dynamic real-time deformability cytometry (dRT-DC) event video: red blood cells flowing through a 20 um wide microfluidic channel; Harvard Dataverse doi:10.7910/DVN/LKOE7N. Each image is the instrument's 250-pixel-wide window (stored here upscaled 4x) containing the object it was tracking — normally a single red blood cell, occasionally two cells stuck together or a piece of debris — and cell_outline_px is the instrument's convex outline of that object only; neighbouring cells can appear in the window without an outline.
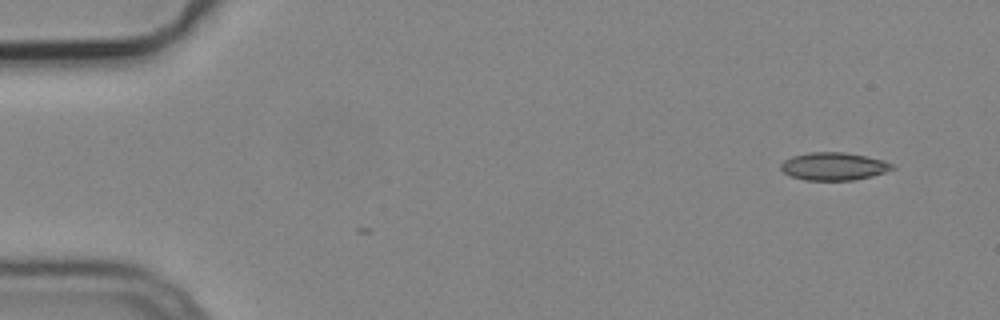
{"species": "common noctule bat (a hibernating species)", "species_latin": "Nyctalus noctula", "temperature_condition": "cold", "stored_images_in_passage": 6, "camera_frame_rate_fps": 3000, "um_per_image_px": 0.085, "animal": {"sex": "male", "body_mass_g": 19.2, "forearm_length_mm": 51.8}, "frame": {"image": 1, "passage_image": 1, "time_ms": 0.0, "image_size_px": [1000, 320], "cell_outline_px": [[896, 168], [872, 176], [852, 180], [804, 180], [792, 176], [784, 172], [780, 168], [780, 164], [784, 160], [792, 156], [808, 152], [844, 152], [868, 156], [884, 160], [892, 164]], "centroid_in_image_um": [70.87, 14.13], "position_along_channel_um": 14.1, "area_um2": 18.09}}
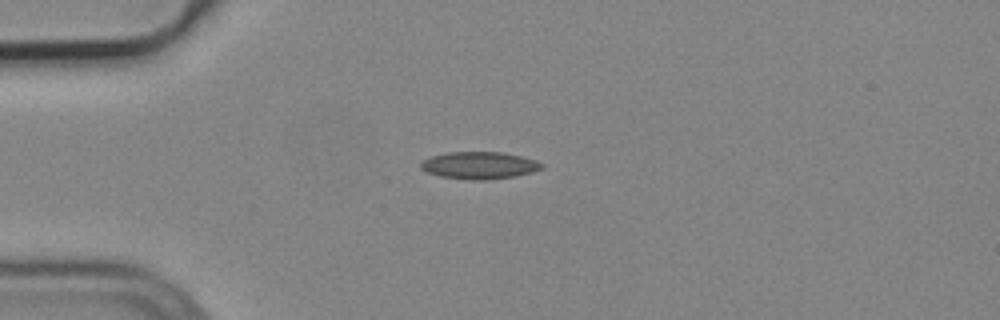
{"frame": {"image": 2, "passage_image": 4, "time_ms": 1.0, "image_size_px": [1000, 320], "cell_outline_px": [[544, 168], [532, 172], [516, 176], [488, 180], [468, 180], [440, 176], [428, 172], [420, 168], [420, 160], [432, 156], [448, 152], [504, 152], [536, 160], [544, 164]], "centroid_in_image_um": [40.75, 14.06], "position_along_channel_um": 44.3, "area_um2": 19.36}}
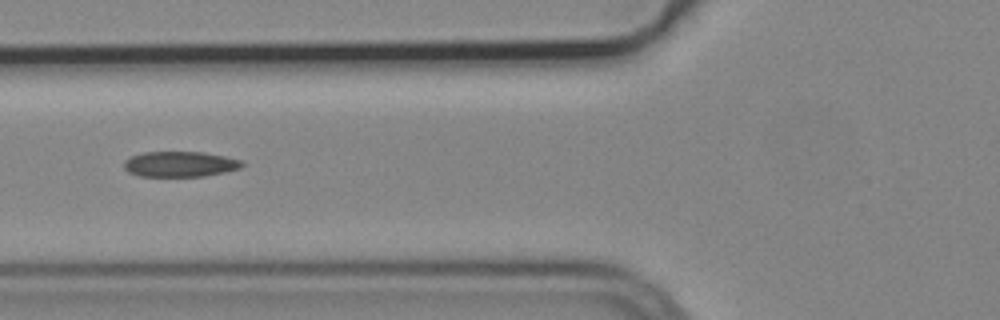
{"frame": {"image": 3, "passage_image": 6, "time_ms": 1.667, "image_size_px": [1000, 320], "cell_outline_px": [[244, 164], [240, 168], [224, 172], [204, 176], [136, 176], [128, 172], [124, 168], [124, 160], [132, 156], [144, 152], [204, 152], [244, 160]], "centroid_in_image_um": [15.3, 13.95], "position_along_channel_um": 110.5, "area_um2": 17.57}}